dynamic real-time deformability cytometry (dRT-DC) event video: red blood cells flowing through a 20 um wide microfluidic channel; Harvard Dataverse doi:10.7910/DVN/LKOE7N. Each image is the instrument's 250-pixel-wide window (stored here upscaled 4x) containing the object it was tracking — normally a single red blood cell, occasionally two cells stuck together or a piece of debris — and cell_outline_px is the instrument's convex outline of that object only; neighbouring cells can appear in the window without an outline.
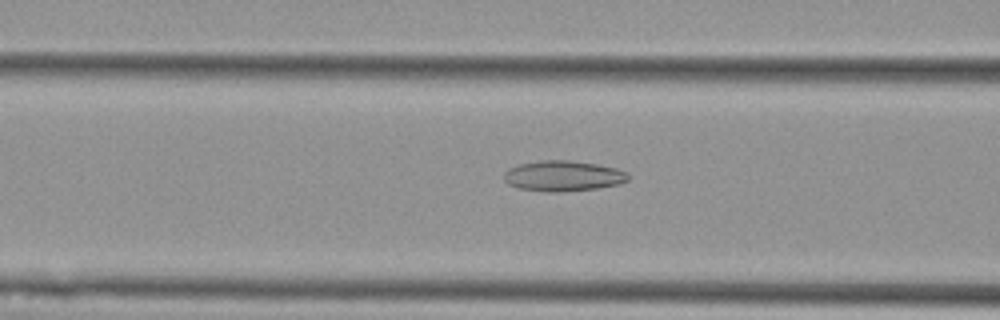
{"species": "Egyptian fruit bat (a non-hibernating species)", "species_latin": "Rousettus aegyptiacus", "temperature_condition": "cold", "stored_images_in_passage": 45, "camera_frame_rate_fps": 3000, "um_per_image_px": 0.085, "animal": {"sex": "female"}, "frame": {"image": 1, "passage_image": 11, "time_ms": 3.333, "image_size_px": [1000, 320], "cell_outline_px": [[628, 180], [620, 184], [596, 188], [560, 192], [544, 192], [520, 188], [508, 184], [504, 180], [504, 172], [508, 168], [520, 164], [540, 160], [572, 160], [596, 164], [616, 168], [628, 172]], "centroid_in_image_um": [47.86, 14.95], "position_along_channel_um": 118.7, "area_um2": 22.2}}
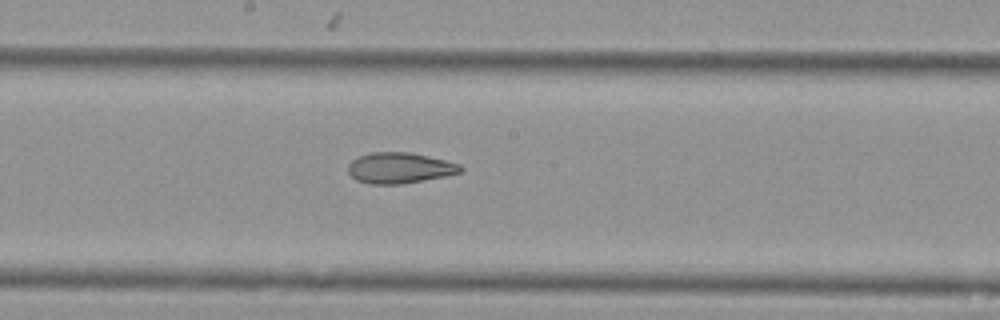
{"frame": {"image": 2, "passage_image": 19, "time_ms": 6.0, "image_size_px": [1000, 320], "cell_outline_px": [[464, 168], [460, 172], [444, 176], [400, 184], [368, 184], [356, 180], [348, 172], [348, 164], [352, 160], [360, 156], [372, 152], [408, 152], [428, 156], [460, 164]], "centroid_in_image_um": [33.94, 14.27], "position_along_channel_um": 214.3, "area_um2": 20.0}}
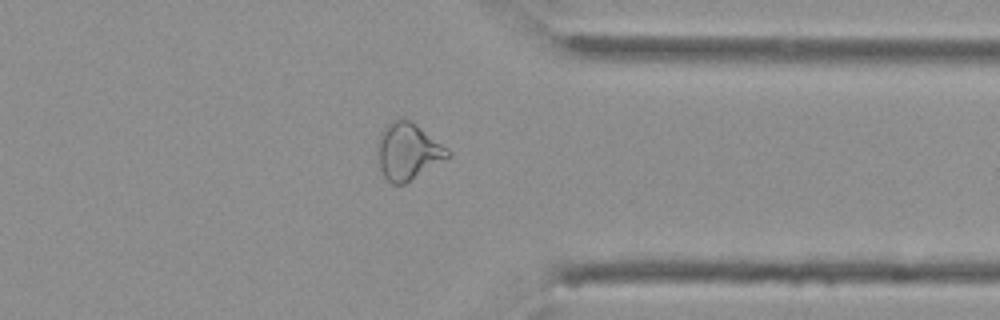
{"frame": {"image": 3, "passage_image": 33, "time_ms": 10.667, "image_size_px": [1000, 320], "cell_outline_px": [[452, 156], [404, 184], [392, 184], [384, 176], [380, 168], [376, 152], [376, 144], [380, 132], [392, 120], [408, 120], [416, 124], [448, 148], [452, 152]], "centroid_in_image_um": [34.67, 12.88], "position_along_channel_um": 376.7, "area_um2": 23.29}, "authors_computed_cell_mechanics": {"area_um2": 22.6576, "velocity_mm_per_s": 3.587, "shape_relaxation_time_tau1_ms": null, "shape_relaxation_time_tau2_ms": 3.118, "deformation_change_tau1": null, "deformation_change_tau2": 0.0985}}